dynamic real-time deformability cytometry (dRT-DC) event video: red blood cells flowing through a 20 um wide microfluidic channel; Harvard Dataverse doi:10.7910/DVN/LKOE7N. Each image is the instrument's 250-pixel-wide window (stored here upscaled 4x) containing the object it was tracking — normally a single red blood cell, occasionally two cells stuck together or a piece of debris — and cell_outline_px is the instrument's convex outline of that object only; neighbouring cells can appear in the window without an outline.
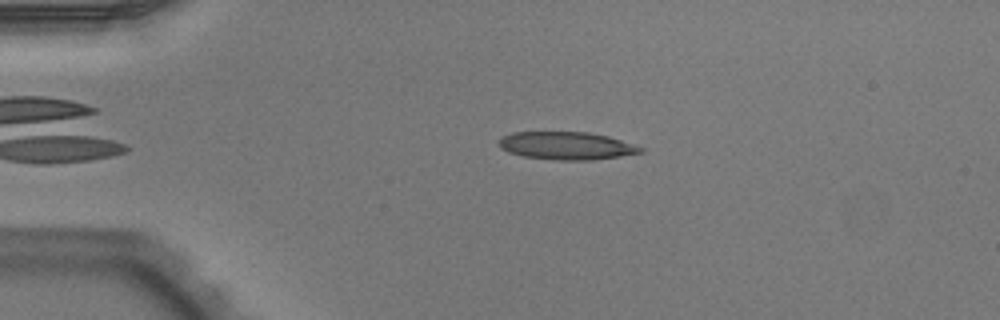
{"species": "Egyptian fruit bat (a non-hibernating species)", "species_latin": "Rousettus aegyptiacus", "temperature_condition": "warm", "stored_images_in_passage": 40, "camera_frame_rate_fps": 3000, "um_per_image_px": 0.085, "animal": {"sex": "male"}, "frame": {"image": 1, "passage_image": 1, "time_ms": 0.0, "image_size_px": [1000, 320], "cell_outline_px": [[644, 152], [620, 156], [592, 160], [556, 160], [524, 156], [508, 152], [500, 148], [500, 136], [512, 132], [588, 132], [608, 136], [644, 148]], "centroid_in_image_um": [48.14, 12.38], "position_along_channel_um": 36.9, "area_um2": 22.89}}
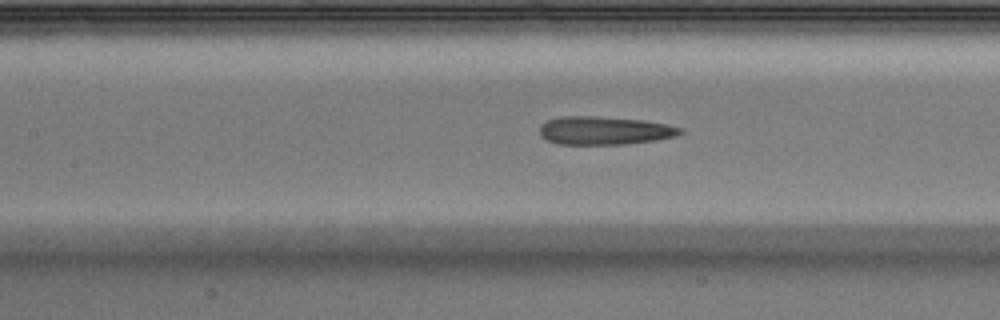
{"frame": {"image": 2, "passage_image": 13, "time_ms": 4.0, "image_size_px": [1000, 320], "cell_outline_px": [[684, 132], [676, 136], [656, 140], [624, 144], [556, 144], [540, 136], [540, 124], [548, 120], [560, 116], [596, 116], [644, 120], [684, 128]], "centroid_in_image_um": [51.37, 11.09], "position_along_channel_um": 156.0, "area_um2": 23.24}}
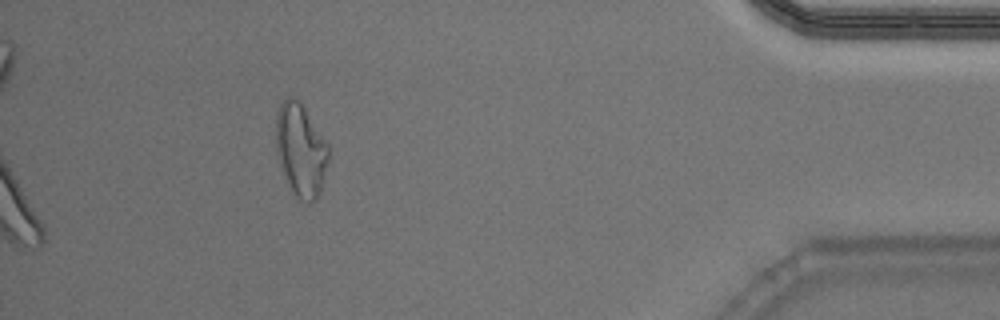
{"frame": {"image": 3, "passage_image": 36, "time_ms": 11.667, "image_size_px": [1000, 320], "cell_outline_px": [[328, 164], [320, 192], [316, 200], [308, 204], [300, 200], [292, 192], [284, 176], [276, 152], [276, 116], [280, 104], [288, 96], [296, 96], [300, 100], [328, 144]], "centroid_in_image_um": [25.56, 12.75], "position_along_channel_um": 409.6, "area_um2": 28.73}, "authors_computed_cell_mechanics": {"area_um2": 23.5246, "velocity_mm_per_s": 3.9642, "shape_relaxation_time_tau1_ms": 10.1777, "shape_relaxation_time_tau2_ms": 3.0094, "deformation_change_tau1": 0.3036, "deformation_change_tau2": 0.1653}}